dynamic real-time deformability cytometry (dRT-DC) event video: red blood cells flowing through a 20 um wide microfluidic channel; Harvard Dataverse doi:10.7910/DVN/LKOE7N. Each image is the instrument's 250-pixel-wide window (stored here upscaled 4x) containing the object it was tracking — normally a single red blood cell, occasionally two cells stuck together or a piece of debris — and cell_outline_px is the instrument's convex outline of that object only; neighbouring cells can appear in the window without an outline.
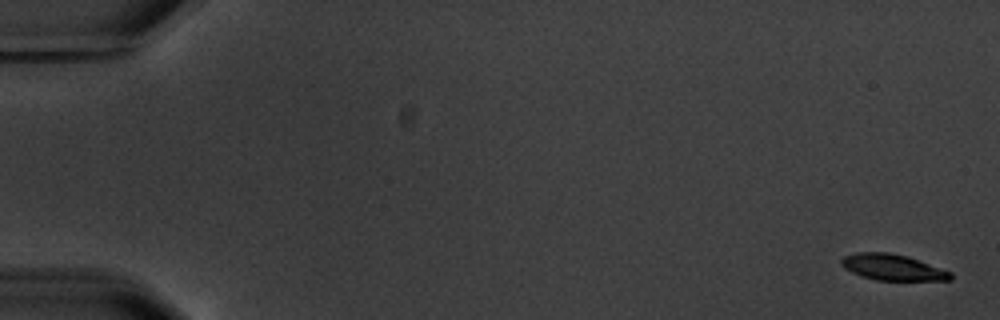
{"species": "common noctule bat (a hibernating species)", "species_latin": "Nyctalus noctula", "temperature_condition": "warm", "stored_images_in_passage": 7, "camera_frame_rate_fps": 3000, "um_per_image_px": 0.085, "animal": {"sex": "male", "body_mass_g": 20.1, "forearm_length_mm": 53.5}, "frame": {"image": 1, "passage_image": 1, "time_ms": 0.0, "image_size_px": [1000, 320], "cell_outline_px": [[952, 280], [876, 280], [860, 276], [844, 268], [840, 264], [840, 260], [844, 256], [856, 252], [888, 252], [908, 256], [952, 272]], "centroid_in_image_um": [75.85, 22.71], "position_along_channel_um": 9.2, "area_um2": 16.65}}
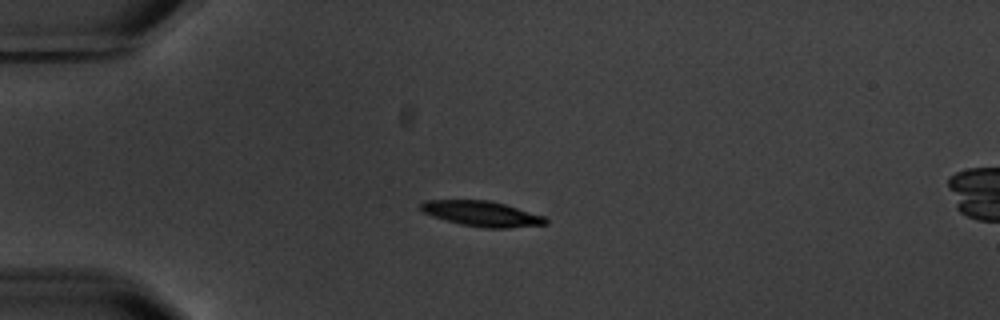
{"frame": {"image": 2, "passage_image": 5, "time_ms": 4.667, "image_size_px": [1000, 320], "cell_outline_px": [[548, 224], [508, 228], [484, 228], [460, 224], [444, 220], [432, 216], [424, 212], [416, 204], [424, 200], [488, 200], [504, 204], [544, 216], [548, 220]], "centroid_in_image_um": [40.91, 18.16], "position_along_channel_um": 44.1, "area_um2": 18.5}}